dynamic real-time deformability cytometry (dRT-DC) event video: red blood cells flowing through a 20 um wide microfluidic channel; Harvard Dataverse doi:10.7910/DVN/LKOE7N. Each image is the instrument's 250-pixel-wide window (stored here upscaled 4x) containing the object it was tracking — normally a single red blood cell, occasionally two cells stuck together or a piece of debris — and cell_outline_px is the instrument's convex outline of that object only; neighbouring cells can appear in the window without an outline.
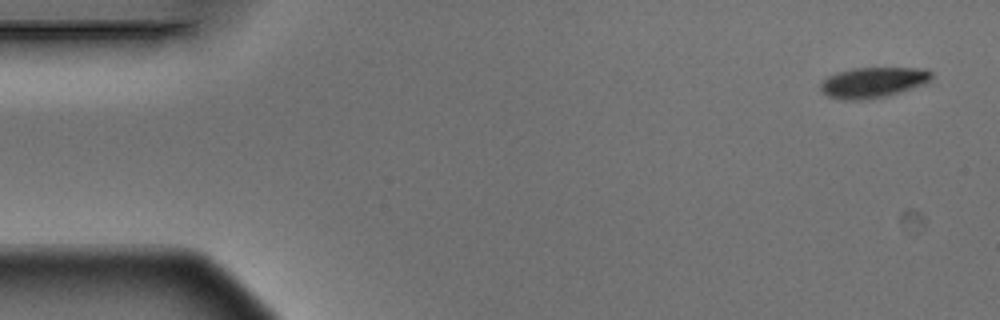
{"species": "Egyptian fruit bat (a non-hibernating species)", "species_latin": "Rousettus aegyptiacus", "temperature_condition": "warm", "stored_images_in_passage": 5, "camera_frame_rate_fps": 3000, "um_per_image_px": 0.085, "animal": {"sex": "male"}, "frame": {"image": 1, "passage_image": 1, "time_ms": 0.0, "image_size_px": [1000, 320], "cell_outline_px": [[932, 76], [924, 84], [888, 96], [868, 100], [840, 100], [828, 96], [820, 88], [820, 84], [828, 76], [836, 72], [852, 68], [924, 68], [932, 72]], "centroid_in_image_um": [74.19, 7.01], "position_along_channel_um": 10.8, "area_um2": 19.83}}
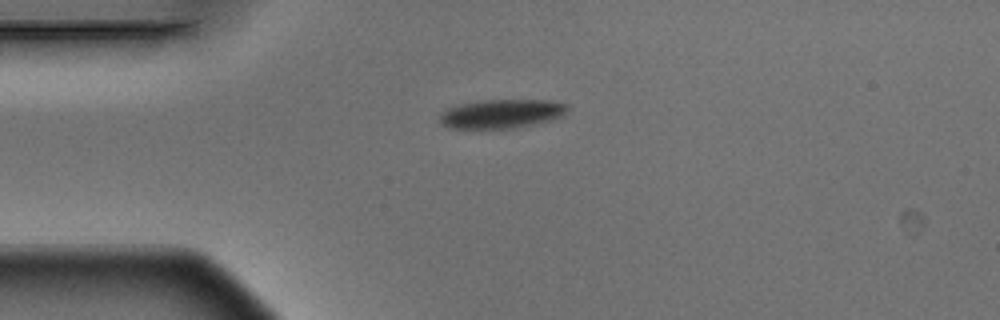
{"frame": {"image": 2, "passage_image": 4, "time_ms": 1.0, "image_size_px": [1000, 320], "cell_outline_px": [[568, 108], [560, 116], [548, 120], [532, 124], [512, 128], [448, 128], [440, 120], [440, 116], [448, 108], [460, 104], [484, 100], [552, 100], [568, 104]], "centroid_in_image_um": [42.64, 9.66], "position_along_channel_um": 42.4, "area_um2": 21.1}}